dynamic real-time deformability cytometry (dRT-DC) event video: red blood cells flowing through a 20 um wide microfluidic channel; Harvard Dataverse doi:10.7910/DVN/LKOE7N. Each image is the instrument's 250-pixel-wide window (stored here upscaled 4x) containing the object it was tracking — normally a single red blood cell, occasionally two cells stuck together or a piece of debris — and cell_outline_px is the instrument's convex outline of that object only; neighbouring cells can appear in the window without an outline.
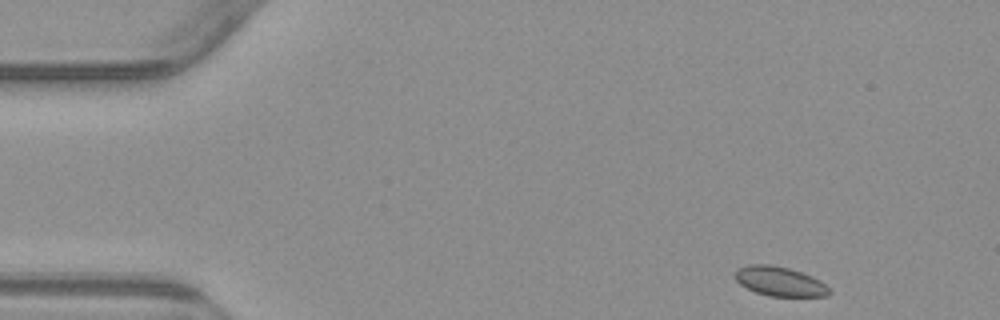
{"species": "common noctule bat (a hibernating species)", "species_latin": "Nyctalus noctula", "temperature_condition": "warm", "stored_images_in_passage": 51, "camera_frame_rate_fps": 3000, "um_per_image_px": 0.085, "animal": {"sex": "male", "body_mass_g": 23.1, "forearm_length_mm": 52.7}, "frame": {"image": 1, "passage_image": 1, "time_ms": 0.0, "image_size_px": [1000, 320], "cell_outline_px": [[832, 292], [828, 296], [768, 296], [756, 292], [740, 284], [736, 280], [736, 272], [740, 268], [748, 264], [768, 264], [788, 268], [812, 276], [820, 280]], "centroid_in_image_um": [66.3, 23.92], "position_along_channel_um": 18.7, "area_um2": 15.95}}
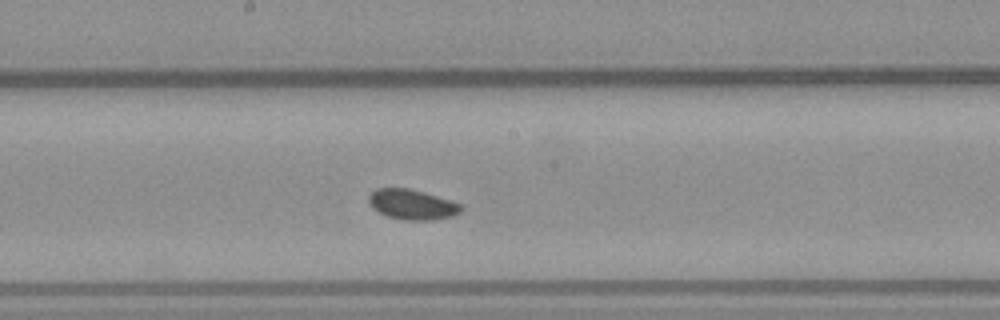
{"frame": {"image": 2, "passage_image": 24, "time_ms": 7.667, "image_size_px": [1000, 320], "cell_outline_px": [[464, 208], [460, 212], [452, 216], [432, 220], [404, 220], [388, 216], [372, 208], [368, 200], [368, 196], [376, 188], [408, 188], [424, 192], [452, 200], [464, 204]], "centroid_in_image_um": [35.07, 17.37], "position_along_channel_um": 213.1, "area_um2": 16.36}}
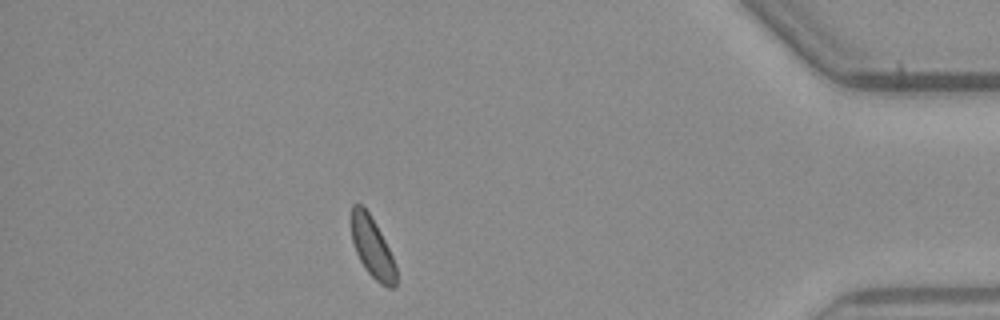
{"frame": {"image": 3, "passage_image": 43, "time_ms": 14.0, "image_size_px": [1000, 320], "cell_outline_px": [[396, 284], [392, 288], [388, 288], [380, 284], [364, 268], [356, 252], [352, 240], [348, 220], [352, 204], [360, 204], [368, 212], [376, 224], [396, 264]], "centroid_in_image_um": [31.59, 20.99], "position_along_channel_um": 403.6, "area_um2": 16.01}, "authors_computed_cell_mechanics": {"area_um2": 16.2418, "velocity_mm_per_s": 3.7913, "shape_relaxation_time_tau1_ms": 0.4325, "shape_relaxation_time_tau2_ms": 7.4887, "deformation_change_tau1": 0.0248, "deformation_change_tau2": 0.0917}}